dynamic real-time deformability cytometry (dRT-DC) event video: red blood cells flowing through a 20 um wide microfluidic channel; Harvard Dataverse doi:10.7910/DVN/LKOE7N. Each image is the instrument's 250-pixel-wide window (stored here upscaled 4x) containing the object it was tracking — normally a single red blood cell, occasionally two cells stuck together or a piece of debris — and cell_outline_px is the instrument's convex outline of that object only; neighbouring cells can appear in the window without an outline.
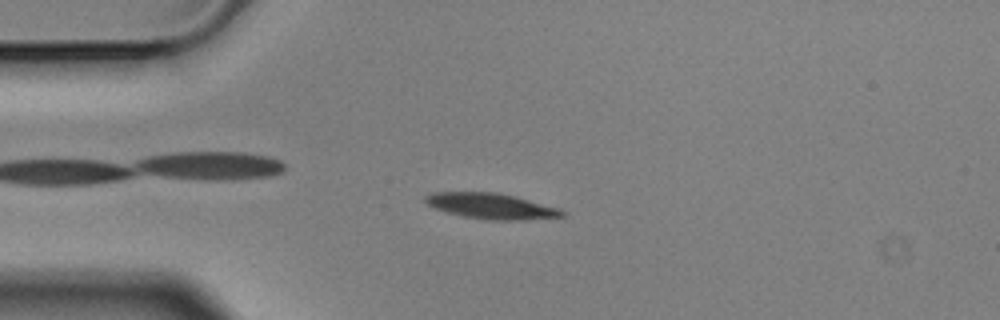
{"species": "Egyptian fruit bat (a non-hibernating species)", "species_latin": "Rousettus aegyptiacus", "temperature_condition": "cold", "stored_images_in_passage": 10, "camera_frame_rate_fps": 3000, "um_per_image_px": 0.085, "animal": {"sex": "male"}, "frame": {"image": 1, "passage_image": 3, "time_ms": 0.667, "image_size_px": [1000, 320], "cell_outline_px": [[564, 216], [524, 220], [492, 220], [464, 216], [448, 212], [436, 208], [428, 204], [424, 200], [424, 196], [432, 192], [496, 192], [560, 208], [564, 212]], "centroid_in_image_um": [41.74, 17.51], "position_along_channel_um": 43.3, "area_um2": 20.11}}
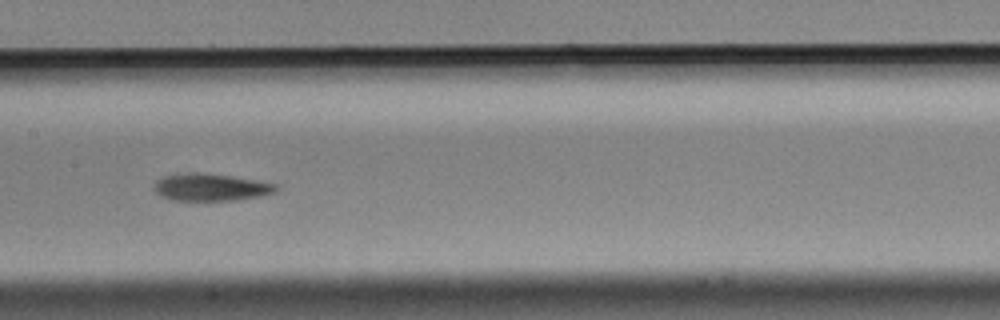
{"frame": {"image": 2, "passage_image": 7, "time_ms": 2.0, "image_size_px": [1000, 320], "cell_outline_px": [[276, 188], [272, 192], [260, 196], [232, 200], [172, 200], [160, 196], [152, 188], [152, 184], [156, 180], [164, 176], [192, 172], [204, 172], [276, 184]], "centroid_in_image_um": [17.79, 15.91], "position_along_channel_um": 189.6, "area_um2": 19.07}}
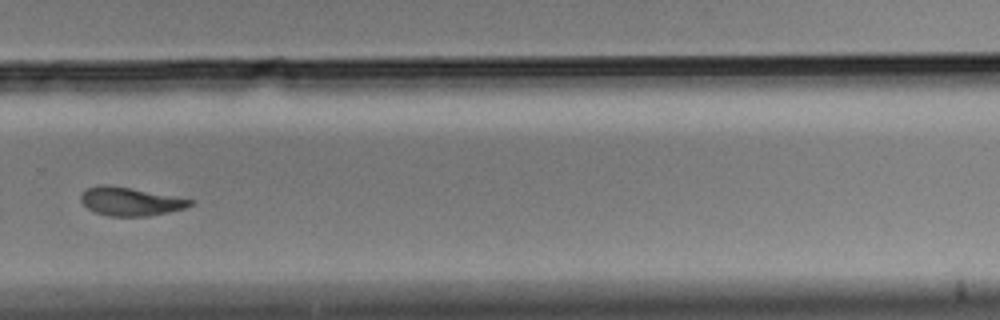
{"frame": {"image": 3, "passage_image": 10, "time_ms": 3.0, "image_size_px": [1000, 320], "cell_outline_px": [[196, 200], [192, 204], [184, 208], [168, 212], [148, 216], [108, 216], [96, 212], [88, 208], [80, 200], [80, 196], [88, 188], [100, 184], [104, 184], [128, 188]], "centroid_in_image_um": [11.07, 17.13], "position_along_channel_um": 318.7, "area_um2": 17.74}}